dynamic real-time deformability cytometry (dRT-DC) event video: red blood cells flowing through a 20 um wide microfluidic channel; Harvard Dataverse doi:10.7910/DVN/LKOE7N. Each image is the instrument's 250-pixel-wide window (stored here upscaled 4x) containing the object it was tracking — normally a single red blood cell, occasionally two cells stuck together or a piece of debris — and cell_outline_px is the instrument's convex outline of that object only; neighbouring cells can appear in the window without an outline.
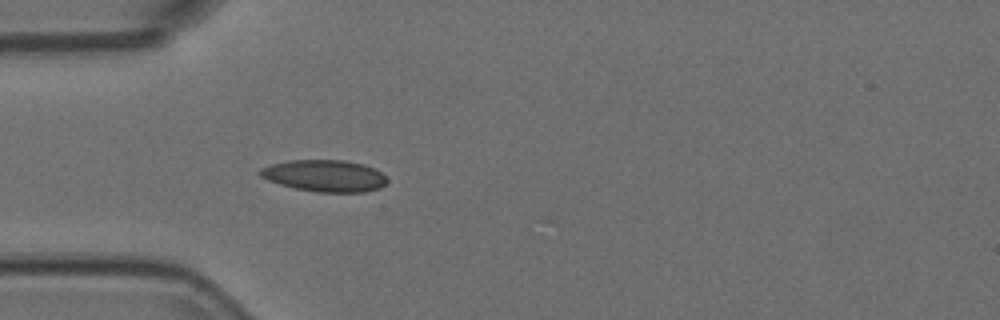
{"species": "Egyptian fruit bat (a non-hibernating species)", "species_latin": "Rousettus aegyptiacus", "temperature_condition": "room temperature", "stored_images_in_passage": 53, "camera_frame_rate_fps": 3000, "um_per_image_px": 0.085, "animal": {"sex": "female"}, "frame": {"image": 1, "passage_image": 13, "time_ms": 4.0, "image_size_px": [1000, 320], "cell_outline_px": [[388, 180], [380, 188], [364, 192], [316, 192], [296, 188], [280, 184], [268, 180], [260, 176], [260, 168], [272, 164], [292, 160], [344, 160], [364, 164], [380, 172]], "centroid_in_image_um": [27.6, 14.94], "position_along_channel_um": 57.4, "area_um2": 23.29}}
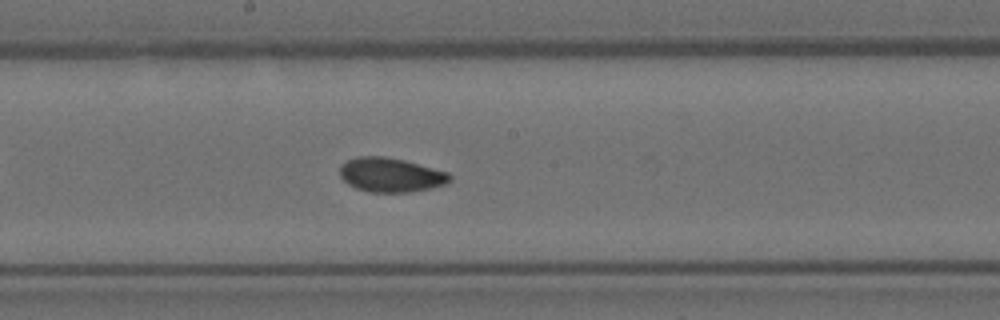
{"frame": {"image": 2, "passage_image": 26, "time_ms": 8.333, "image_size_px": [1000, 320], "cell_outline_px": [[452, 180], [444, 184], [428, 188], [408, 192], [368, 192], [356, 188], [348, 184], [340, 176], [340, 164], [356, 156], [384, 156], [404, 160], [448, 172], [452, 176]], "centroid_in_image_um": [33.19, 14.86], "position_along_channel_um": 215.0, "area_um2": 21.91}}
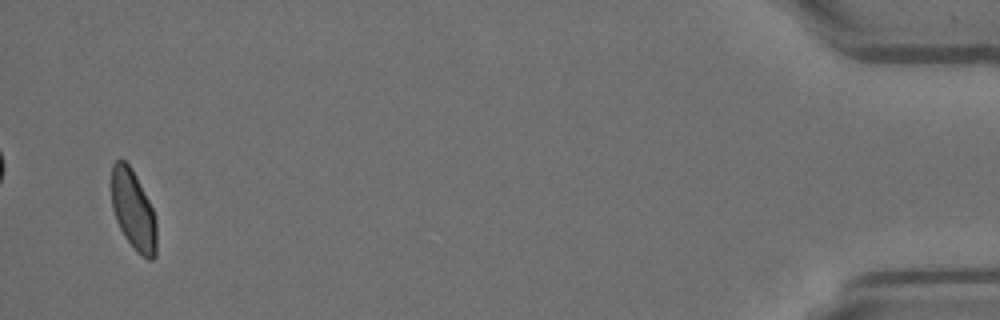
{"frame": {"image": 3, "passage_image": 50, "time_ms": 16.333, "image_size_px": [1000, 320], "cell_outline_px": [[156, 256], [152, 260], [148, 260], [140, 256], [136, 252], [124, 236], [116, 220], [112, 208], [112, 164], [116, 160], [124, 160], [132, 168], [156, 216]], "centroid_in_image_um": [11.34, 17.91], "position_along_channel_um": 423.9, "area_um2": 21.04}}